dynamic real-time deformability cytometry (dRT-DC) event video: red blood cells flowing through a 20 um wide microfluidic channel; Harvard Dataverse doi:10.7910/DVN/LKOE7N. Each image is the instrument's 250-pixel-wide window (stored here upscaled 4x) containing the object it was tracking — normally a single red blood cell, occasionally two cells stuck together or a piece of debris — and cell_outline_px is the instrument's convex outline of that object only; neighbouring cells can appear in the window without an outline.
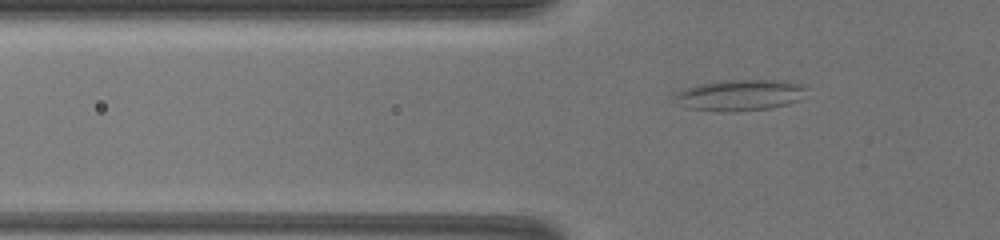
{"species": "common noctule bat (a hibernating species)", "species_latin": "Nyctalus noctula", "temperature_condition": "warm", "stored_images_in_passage": 13, "camera_frame_rate_fps": 3000, "um_per_image_px": 0.085, "animal": {"sex": "female", "body_mass_g": 19.5, "forearm_length_mm": 54.1}, "frame": {"image": 1, "passage_image": 2, "time_ms": 0.333, "image_size_px": [1000, 240], "cell_outline_px": [[804, 88], [796, 100], [788, 104], [768, 108], [736, 112], [720, 112], [688, 108], [676, 104], [672, 100], [672, 96], [676, 92], [684, 88], [700, 84], [724, 80], [776, 80], [800, 84]], "centroid_in_image_um": [62.72, 8.1], "position_along_channel_um": 63.1, "area_um2": 23.76}}
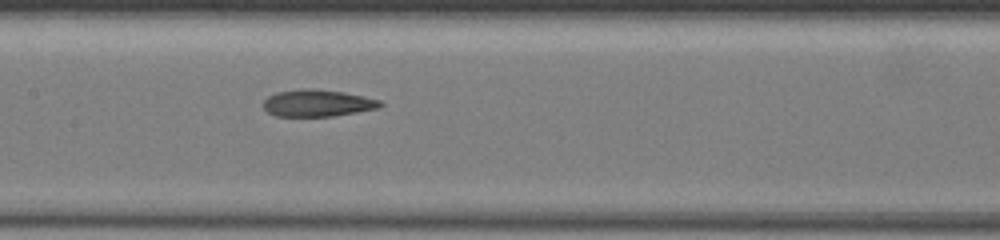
{"frame": {"image": 2, "passage_image": 9, "time_ms": 3.333, "image_size_px": [1000, 240], "cell_outline_px": [[384, 104], [380, 108], [332, 116], [276, 116], [268, 112], [264, 108], [264, 100], [268, 96], [276, 92], [304, 88], [312, 88], [344, 92], [380, 100]], "centroid_in_image_um": [26.99, 8.76], "position_along_channel_um": 180.4, "area_um2": 18.32}}
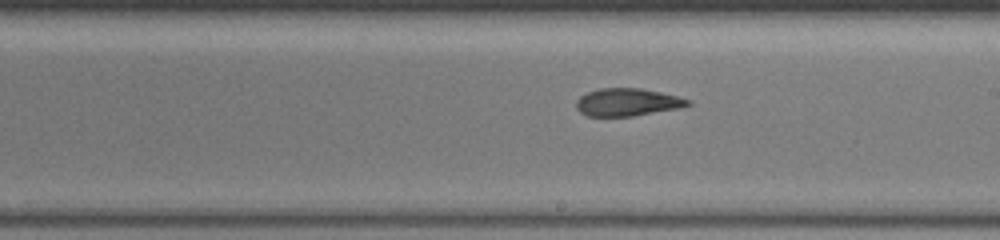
{"frame": {"image": 3, "passage_image": 12, "time_ms": 4.667, "image_size_px": [1000, 240], "cell_outline_px": [[692, 104], [676, 108], [632, 116], [588, 116], [580, 112], [576, 108], [576, 100], [580, 96], [588, 92], [600, 88], [640, 88], [660, 92], [692, 100]], "centroid_in_image_um": [53.29, 8.68], "position_along_channel_um": 235.7, "area_um2": 17.8}}